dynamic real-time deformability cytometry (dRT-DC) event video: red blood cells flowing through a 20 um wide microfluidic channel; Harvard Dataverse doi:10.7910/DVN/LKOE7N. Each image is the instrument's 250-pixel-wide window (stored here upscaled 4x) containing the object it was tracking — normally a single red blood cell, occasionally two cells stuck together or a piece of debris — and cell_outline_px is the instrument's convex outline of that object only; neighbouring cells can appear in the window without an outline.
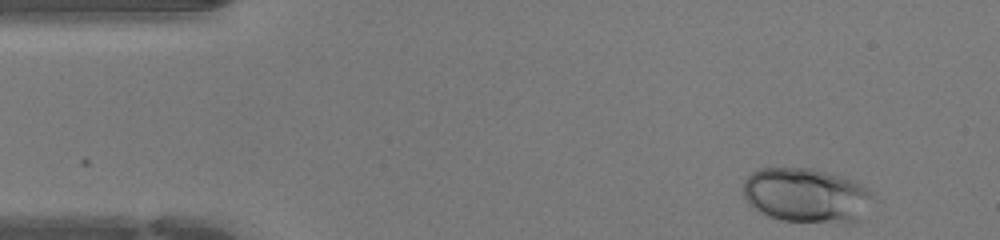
{"species": "human", "species_latin": "Homo sapiens", "temperature_condition": "warm", "stored_images_in_passage": 43, "camera_frame_rate_fps": 3000, "um_per_image_px": 0.085, "donor": {"sex": "female"}, "frame": {"image": 1, "passage_image": 1, "time_ms": 0.0, "image_size_px": [1000, 240], "cell_outline_px": [[872, 196], [856, 220], [848, 224], [784, 220], [768, 216], [756, 212], [748, 204], [744, 196], [744, 180], [752, 172], [760, 168], [812, 168], [852, 180], [864, 184]], "centroid_in_image_um": [68.45, 16.61], "position_along_channel_um": 16.5, "area_um2": 40.92}}
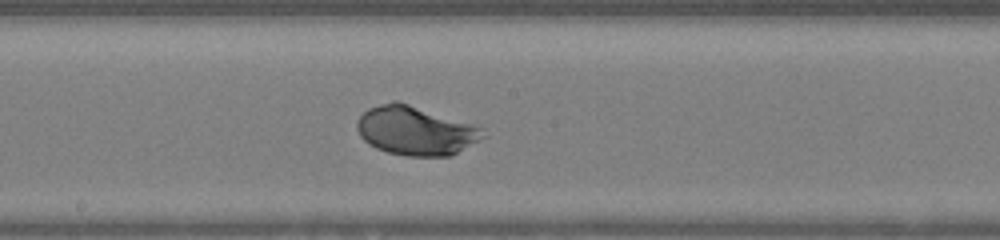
{"frame": {"image": 2, "passage_image": 21, "time_ms": 6.667, "image_size_px": [1000, 240], "cell_outline_px": [[488, 136], [452, 156], [408, 156], [388, 152], [376, 148], [368, 144], [360, 136], [356, 128], [356, 120], [368, 108], [392, 100], [396, 100], [472, 124], [484, 128]], "centroid_in_image_um": [35.34, 11.12], "position_along_channel_um": 212.9, "area_um2": 36.13}}
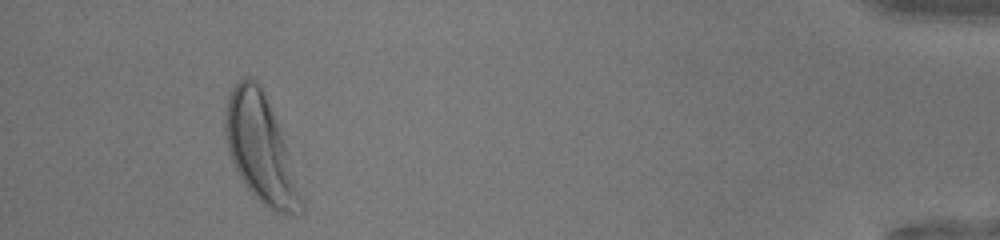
{"frame": {"image": 3, "passage_image": 40, "time_ms": 13.0, "image_size_px": [1000, 240], "cell_outline_px": [[304, 208], [300, 216], [292, 216], [280, 212], [264, 204], [244, 184], [228, 152], [224, 128], [224, 120], [228, 96], [232, 88], [240, 80], [248, 76], [256, 80], [260, 84], [272, 112], [288, 152], [304, 204]], "centroid_in_image_um": [22.14, 12.66], "position_along_channel_um": 413.1, "area_um2": 46.36}, "authors_computed_cell_mechanics": {"area_um2": 37.3966, "velocity_mm_per_s": 4.3039, "shape_relaxation_time_tau1_ms": 2.0296, "shape_relaxation_time_tau2_ms": null, "deformation_change_tau1": 0.1433, "deformation_change_tau2": null}}